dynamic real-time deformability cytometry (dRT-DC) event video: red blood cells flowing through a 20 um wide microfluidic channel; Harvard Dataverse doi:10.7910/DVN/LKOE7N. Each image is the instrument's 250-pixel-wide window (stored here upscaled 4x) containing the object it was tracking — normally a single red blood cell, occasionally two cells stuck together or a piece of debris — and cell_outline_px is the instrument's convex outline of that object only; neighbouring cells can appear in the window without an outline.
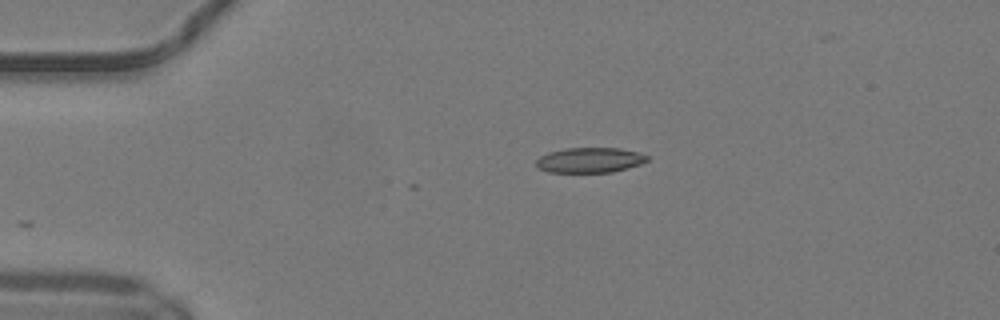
{"species": "common noctule bat (a hibernating species)", "species_latin": "Nyctalus noctula", "temperature_condition": "warm", "stored_images_in_passage": 4, "camera_frame_rate_fps": 3000, "um_per_image_px": 0.085, "animal": {"sex": "male", "body_mass_g": 19.2, "forearm_length_mm": 51.8}, "frame": {"image": 1, "passage_image": 1, "time_ms": 0.0, "image_size_px": [1000, 320], "cell_outline_px": [[648, 160], [640, 164], [628, 168], [612, 172], [548, 172], [536, 168], [536, 160], [540, 156], [548, 152], [564, 148], [620, 148], [640, 152], [648, 156]], "centroid_in_image_um": [50.12, 13.6], "position_along_channel_um": 34.9, "area_um2": 16.42}}